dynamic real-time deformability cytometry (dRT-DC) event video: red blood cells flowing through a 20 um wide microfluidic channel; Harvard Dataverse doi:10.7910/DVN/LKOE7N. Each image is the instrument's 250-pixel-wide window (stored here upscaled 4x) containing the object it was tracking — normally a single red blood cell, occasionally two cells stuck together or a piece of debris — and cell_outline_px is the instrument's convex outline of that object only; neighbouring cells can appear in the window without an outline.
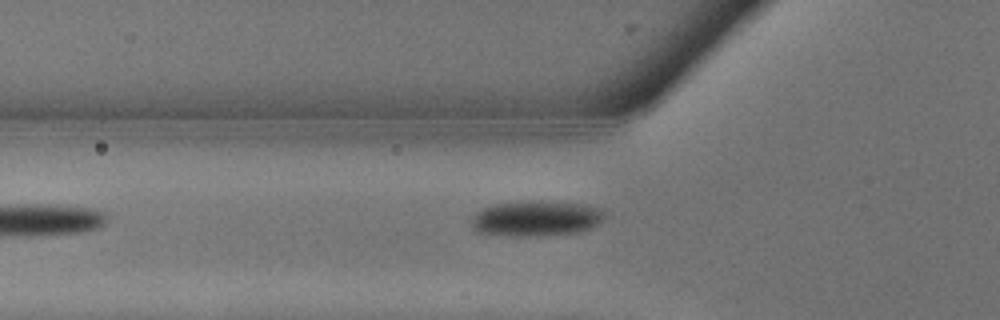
{"species": "common noctule bat (a hibernating species)", "species_latin": "Nyctalus noctula", "temperature_condition": "warm", "stored_images_in_passage": 3, "camera_frame_rate_fps": 3000, "um_per_image_px": 0.085, "animal": {"sex": "male", "body_mass_g": 13.3}, "frame": {"image": 1, "passage_image": 3, "time_ms": 0.667, "image_size_px": [1000, 320], "cell_outline_px": [[604, 216], [596, 224], [588, 228], [576, 232], [476, 232], [472, 228], [472, 216], [476, 212], [484, 208], [496, 204], [520, 200], [540, 200], [584, 204], [600, 208], [604, 212]], "centroid_in_image_um": [45.58, 18.45], "position_along_channel_um": 80.2, "area_um2": 25.78}}